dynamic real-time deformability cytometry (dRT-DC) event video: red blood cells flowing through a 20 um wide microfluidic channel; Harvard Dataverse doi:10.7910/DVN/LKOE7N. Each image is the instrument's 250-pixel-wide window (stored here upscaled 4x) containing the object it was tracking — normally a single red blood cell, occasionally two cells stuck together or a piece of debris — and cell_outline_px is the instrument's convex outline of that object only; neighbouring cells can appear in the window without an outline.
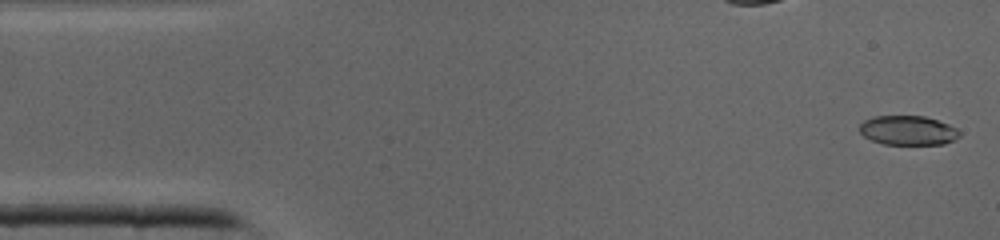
{"species": "common noctule bat (a hibernating species)", "species_latin": "Nyctalus noctula", "temperature_condition": "cold", "stored_images_in_passage": 41, "camera_frame_rate_fps": 3000, "um_per_image_px": 0.085, "animal": {"sex": "male", "body_mass_g": 19.0, "forearm_length_mm": 50.8}, "frame": {"image": 1, "passage_image": 1, "time_ms": 0.0, "image_size_px": [1000, 240], "cell_outline_px": [[960, 136], [944, 144], [884, 144], [872, 140], [864, 136], [860, 132], [860, 124], [864, 120], [872, 116], [924, 116], [948, 124], [956, 128], [960, 132]], "centroid_in_image_um": [77.16, 11.08], "position_along_channel_um": 7.8, "area_um2": 16.99}}
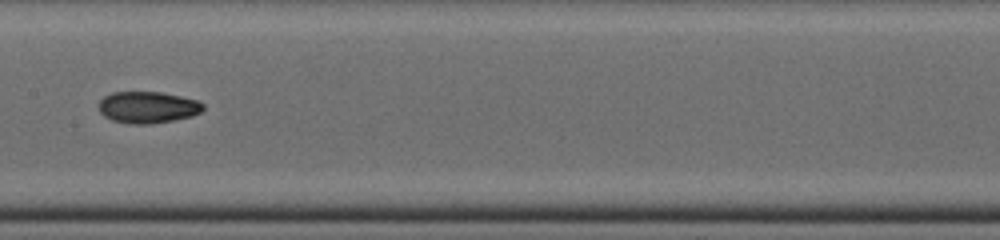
{"frame": {"image": 2, "passage_image": 20, "time_ms": 6.333, "image_size_px": [1000, 240], "cell_outline_px": [[204, 108], [200, 112], [192, 116], [172, 120], [148, 124], [132, 124], [112, 120], [104, 116], [100, 112], [100, 100], [104, 96], [112, 92], [160, 92], [200, 100], [204, 104]], "centroid_in_image_um": [12.57, 9.11], "position_along_channel_um": 194.8, "area_um2": 19.19}}
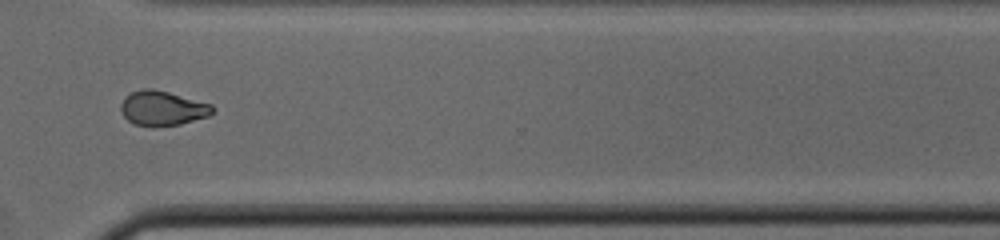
{"frame": {"image": 3, "passage_image": 30, "time_ms": 9.667, "image_size_px": [1000, 240], "cell_outline_px": [[212, 112], [208, 116], [180, 124], [152, 128], [136, 124], [128, 120], [124, 116], [120, 108], [120, 104], [124, 96], [132, 92], [144, 88], [152, 88], [168, 92], [212, 104]], "centroid_in_image_um": [13.77, 9.21], "position_along_channel_um": 356.8, "area_um2": 18.55}}